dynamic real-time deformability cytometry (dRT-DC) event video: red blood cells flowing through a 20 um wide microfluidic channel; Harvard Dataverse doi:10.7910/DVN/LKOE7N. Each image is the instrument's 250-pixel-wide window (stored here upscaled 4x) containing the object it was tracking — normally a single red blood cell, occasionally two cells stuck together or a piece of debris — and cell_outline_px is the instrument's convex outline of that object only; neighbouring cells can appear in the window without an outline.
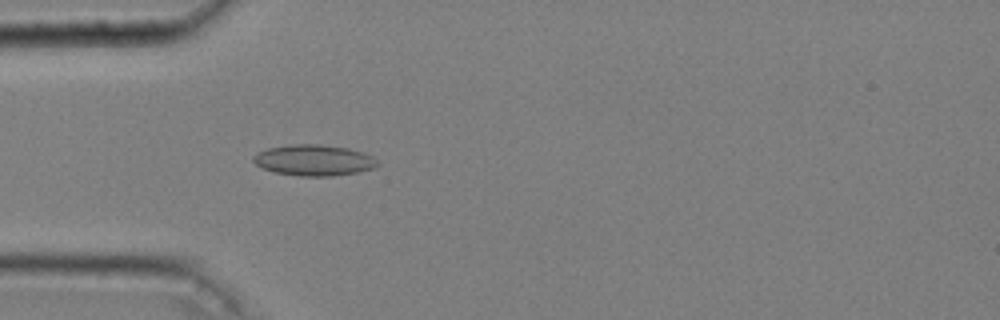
{"species": "common noctule bat (a hibernating species)", "species_latin": "Nyctalus noctula", "temperature_condition": "cold", "stored_images_in_passage": 51, "camera_frame_rate_fps": 3000, "um_per_image_px": 0.085, "animal": {"sex": "male", "body_mass_g": 20.4}, "frame": {"image": 1, "passage_image": 15, "time_ms": 4.667, "image_size_px": [1000, 320], "cell_outline_px": [[380, 164], [372, 168], [356, 172], [332, 176], [300, 176], [276, 172], [264, 168], [256, 164], [252, 160], [252, 156], [256, 152], [268, 148], [288, 144], [320, 144], [348, 148], [372, 156]], "centroid_in_image_um": [26.64, 13.61], "position_along_channel_um": 58.4, "area_um2": 22.31}}
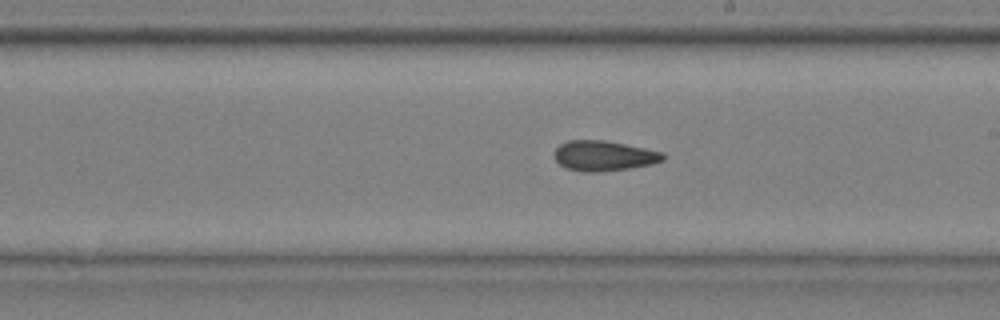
{"frame": {"image": 2, "passage_image": 30, "time_ms": 9.667, "image_size_px": [1000, 320], "cell_outline_px": [[664, 160], [652, 164], [628, 168], [596, 172], [584, 172], [568, 168], [560, 164], [556, 160], [552, 152], [560, 144], [568, 140], [604, 140], [664, 152]], "centroid_in_image_um": [51.31, 13.23], "position_along_channel_um": 237.7, "area_um2": 19.02}}
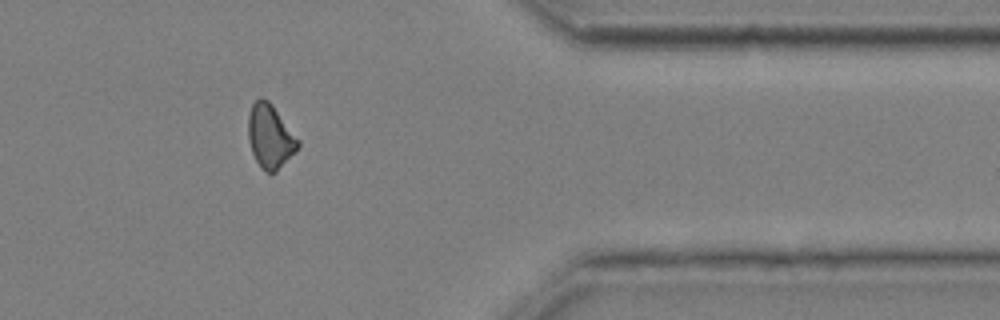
{"frame": {"image": 3, "passage_image": 44, "time_ms": 14.333, "image_size_px": [1000, 320], "cell_outline_px": [[300, 144], [296, 152], [276, 172], [268, 172], [260, 168], [252, 152], [248, 140], [248, 116], [252, 104], [260, 96], [268, 100], [272, 104], [300, 140]], "centroid_in_image_um": [22.97, 11.59], "position_along_channel_um": 388.4, "area_um2": 18.67}, "authors_computed_cell_mechanics": {"area_um2": 19.4786, "velocity_mm_per_s": 3.6469, "shape_relaxation_time_tau1_ms": 7.4922, "shape_relaxation_time_tau2_ms": null, "deformation_change_tau1": 0.1002, "deformation_change_tau2": null}}